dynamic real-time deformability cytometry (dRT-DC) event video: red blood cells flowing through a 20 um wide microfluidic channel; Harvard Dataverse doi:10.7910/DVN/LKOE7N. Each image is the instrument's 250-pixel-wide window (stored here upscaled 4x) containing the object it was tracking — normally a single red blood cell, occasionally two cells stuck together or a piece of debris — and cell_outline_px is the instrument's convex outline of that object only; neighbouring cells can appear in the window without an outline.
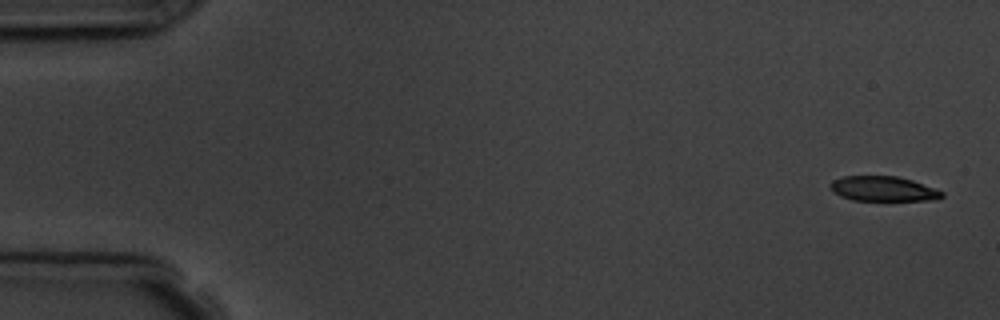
{"species": "common noctule bat (a hibernating species)", "species_latin": "Nyctalus noctula", "temperature_condition": "room temperature", "stored_images_in_passage": 5, "camera_frame_rate_fps": 3000, "um_per_image_px": 0.085, "animal": {"sex": "male", "body_mass_g": 19.5, "forearm_length_mm": 54.6}, "frame": {"image": 1, "passage_image": 1, "time_ms": 0.0, "image_size_px": [1000, 320], "cell_outline_px": [[944, 196], [936, 200], [852, 200], [840, 196], [832, 192], [828, 188], [828, 184], [832, 180], [844, 176], [896, 176], [912, 180], [944, 192]], "centroid_in_image_um": [75.02, 16.05], "position_along_channel_um": 10.0, "area_um2": 16.3}}
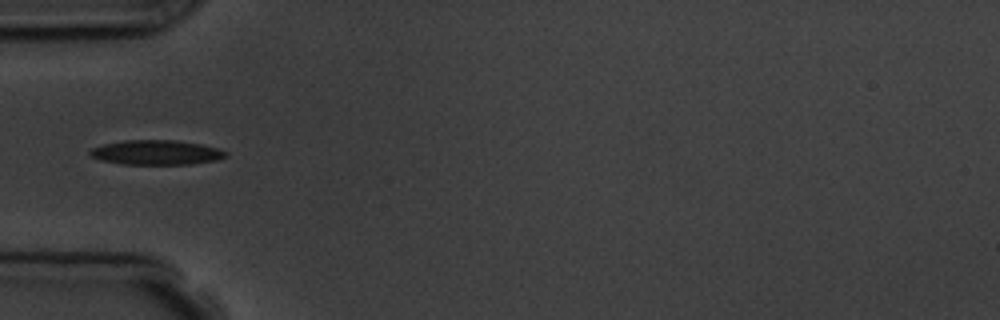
{"frame": {"image": 2, "passage_image": 5, "time_ms": 5.333, "image_size_px": [1000, 320], "cell_outline_px": [[228, 156], [216, 160], [192, 164], [120, 164], [100, 160], [92, 156], [88, 152], [92, 148], [104, 144], [124, 140], [176, 140], [200, 144], [216, 148], [228, 152]], "centroid_in_image_um": [13.29, 12.96], "position_along_channel_um": 71.7, "area_um2": 19.48}}